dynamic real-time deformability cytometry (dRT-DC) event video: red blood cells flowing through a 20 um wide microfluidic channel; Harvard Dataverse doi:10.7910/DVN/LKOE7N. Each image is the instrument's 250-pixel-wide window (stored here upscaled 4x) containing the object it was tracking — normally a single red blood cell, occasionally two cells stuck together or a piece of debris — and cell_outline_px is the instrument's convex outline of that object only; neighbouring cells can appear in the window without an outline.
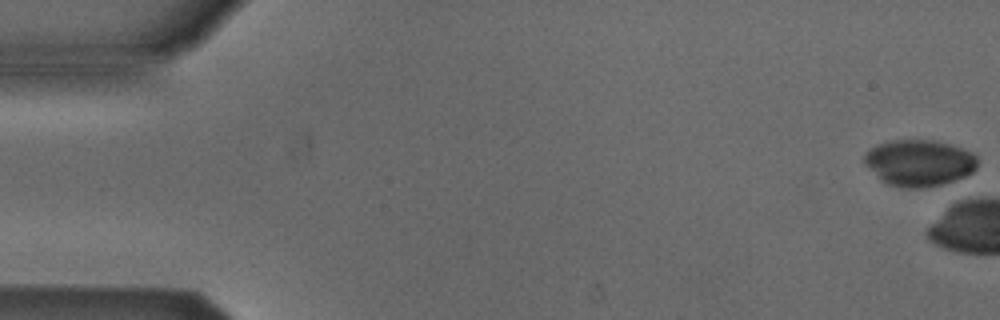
{"species": "Egyptian fruit bat (a non-hibernating species)", "species_latin": "Rousettus aegyptiacus", "temperature_condition": "cold", "stored_images_in_passage": 2, "camera_frame_rate_fps": 3000, "um_per_image_px": 0.085, "animal": {"sex": "male"}, "frame": {"image": 1, "passage_image": 1, "time_ms": 0.0, "image_size_px": [1000, 320], "cell_outline_px": [[976, 168], [972, 172], [964, 176], [940, 184], [920, 188], [904, 188], [888, 184], [864, 164], [864, 152], [880, 144], [892, 140], [932, 140], [948, 144], [972, 152], [976, 156]], "centroid_in_image_um": [78.11, 13.83], "position_along_channel_um": 6.9, "area_um2": 30.06}}